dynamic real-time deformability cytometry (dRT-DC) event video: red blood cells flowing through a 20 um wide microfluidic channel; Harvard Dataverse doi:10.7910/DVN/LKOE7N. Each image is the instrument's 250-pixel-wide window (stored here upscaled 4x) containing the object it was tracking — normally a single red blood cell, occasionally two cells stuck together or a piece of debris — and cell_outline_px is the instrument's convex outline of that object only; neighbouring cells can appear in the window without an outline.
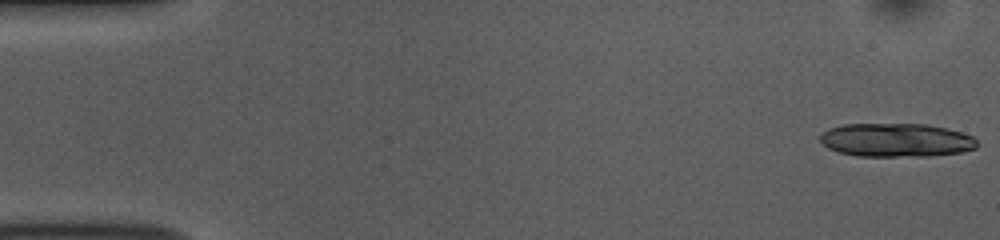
{"species": "common noctule bat (a hibernating species)", "species_latin": "Nyctalus noctula", "temperature_condition": "room temperature", "stored_images_in_passage": 18, "segment_of_instrument_passage": [1, 2], "camera_frame_rate_fps": 3000, "um_per_image_px": 0.085, "animal": {"sex": "female", "body_mass_g": 10.0, "forearm_length_mm": 53.1}, "frame": {"image": 1, "passage_image": 1, "time_ms": 0.0, "image_size_px": [1000, 240], "cell_outline_px": [[976, 148], [960, 152], [928, 156], [856, 156], [840, 152], [828, 148], [820, 140], [820, 132], [828, 128], [844, 124], [924, 124], [944, 128], [960, 132], [972, 136], [976, 140]], "centroid_in_image_um": [76.12, 11.9], "position_along_channel_um": 8.9, "area_um2": 30.63}}